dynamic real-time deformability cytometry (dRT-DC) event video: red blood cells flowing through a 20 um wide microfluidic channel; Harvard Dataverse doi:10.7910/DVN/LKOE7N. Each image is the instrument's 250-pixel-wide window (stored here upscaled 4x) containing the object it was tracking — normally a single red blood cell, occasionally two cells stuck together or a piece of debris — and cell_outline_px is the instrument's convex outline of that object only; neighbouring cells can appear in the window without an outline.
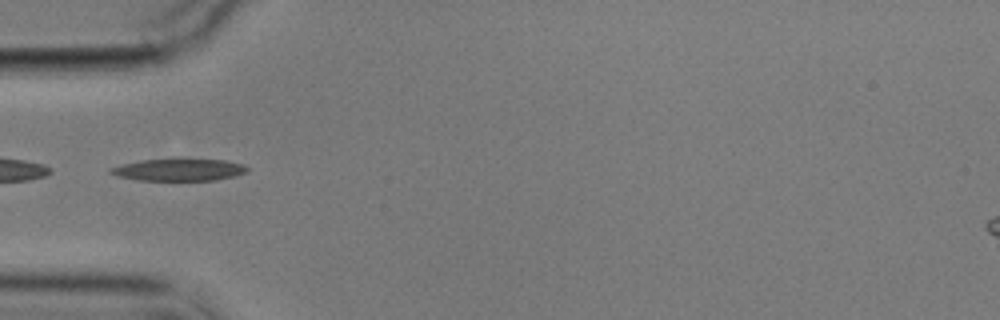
{"species": "common noctule bat (a hibernating species)", "species_latin": "Nyctalus noctula", "temperature_condition": "cold", "stored_images_in_passage": 8, "segment_of_instrument_passage": [2, 2], "camera_frame_rate_fps": 3000, "um_per_image_px": 0.085, "animal": {"sex": "male", "body_mass_g": 17.9}, "frame": {"image": 1, "passage_image": 5, "time_ms": 4.667, "image_size_px": [1000, 320], "cell_outline_px": [[248, 172], [232, 176], [212, 180], [136, 180], [120, 176], [108, 172], [108, 168], [120, 164], [144, 160], [228, 160], [244, 164], [248, 168]], "centroid_in_image_um": [15.2, 14.43], "position_along_channel_um": 69.8, "area_um2": 17.22}}
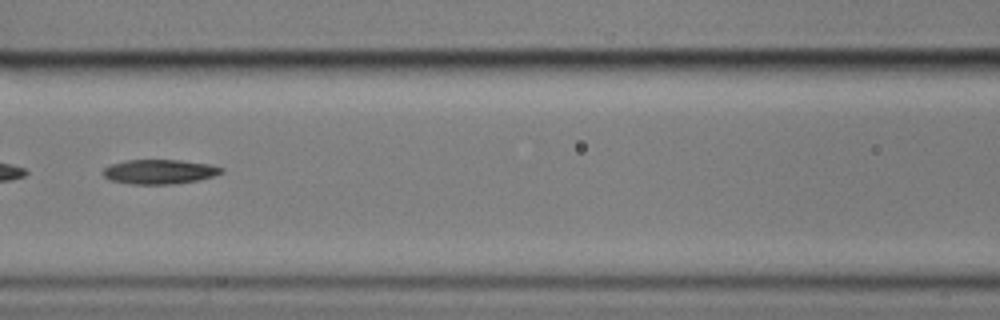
{"frame": {"image": 2, "passage_image": 7, "time_ms": 7.0, "image_size_px": [1000, 320], "cell_outline_px": [[224, 172], [212, 176], [196, 180], [176, 184], [132, 184], [112, 180], [104, 176], [100, 172], [104, 168], [112, 164], [128, 160], [180, 160], [212, 164], [224, 168]], "centroid_in_image_um": [13.57, 14.59], "position_along_channel_um": 153.0, "area_um2": 16.88}}
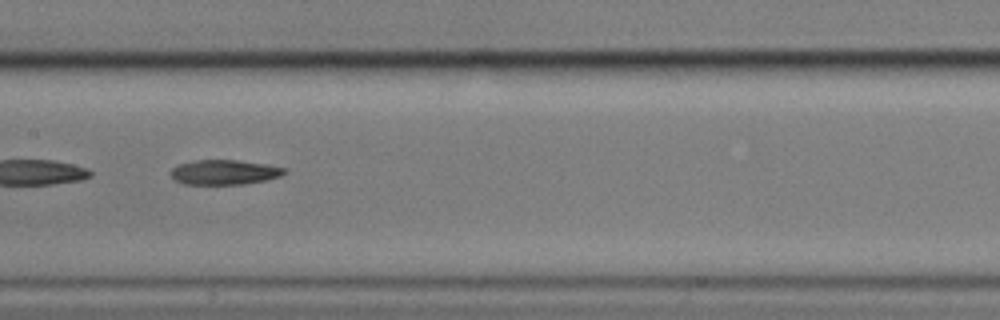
{"frame": {"image": 3, "passage_image": 8, "time_ms": 8.0, "image_size_px": [1000, 320], "cell_outline_px": [[288, 172], [280, 176], [264, 180], [244, 184], [184, 184], [176, 180], [168, 172], [176, 164], [196, 160], [236, 160], [268, 164], [288, 168]], "centroid_in_image_um": [19.08, 14.63], "position_along_channel_um": 188.3, "area_um2": 16.59}}